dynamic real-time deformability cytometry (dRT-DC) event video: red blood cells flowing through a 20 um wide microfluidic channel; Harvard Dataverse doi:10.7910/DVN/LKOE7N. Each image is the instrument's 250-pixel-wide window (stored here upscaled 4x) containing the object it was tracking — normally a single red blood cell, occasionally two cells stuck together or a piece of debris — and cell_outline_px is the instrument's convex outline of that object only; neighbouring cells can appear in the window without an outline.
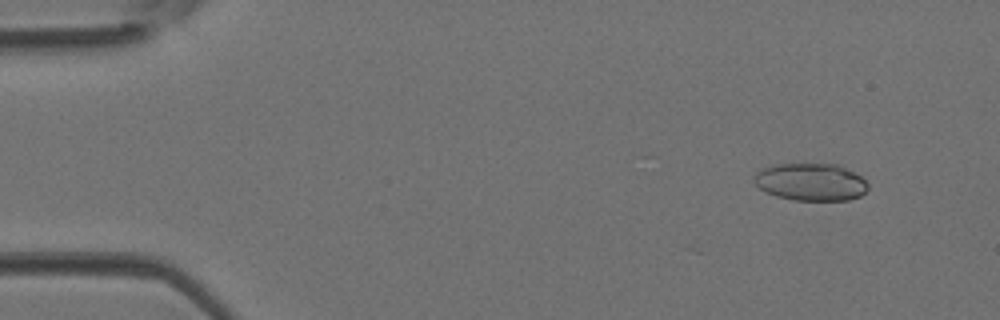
{"species": "Egyptian fruit bat (a non-hibernating species)", "species_latin": "Rousettus aegyptiacus", "temperature_condition": "room temperature", "stored_images_in_passage": 4, "camera_frame_rate_fps": 3000, "um_per_image_px": 0.085, "animal": {"sex": "female"}, "frame": {"image": 1, "passage_image": 1, "time_ms": 0.0, "image_size_px": [1000, 320], "cell_outline_px": [[868, 188], [860, 196], [848, 200], [792, 200], [776, 196], [764, 192], [752, 180], [756, 172], [764, 168], [776, 164], [836, 164], [860, 176], [868, 184]], "centroid_in_image_um": [68.88, 15.48], "position_along_channel_um": 16.1, "area_um2": 24.74}}